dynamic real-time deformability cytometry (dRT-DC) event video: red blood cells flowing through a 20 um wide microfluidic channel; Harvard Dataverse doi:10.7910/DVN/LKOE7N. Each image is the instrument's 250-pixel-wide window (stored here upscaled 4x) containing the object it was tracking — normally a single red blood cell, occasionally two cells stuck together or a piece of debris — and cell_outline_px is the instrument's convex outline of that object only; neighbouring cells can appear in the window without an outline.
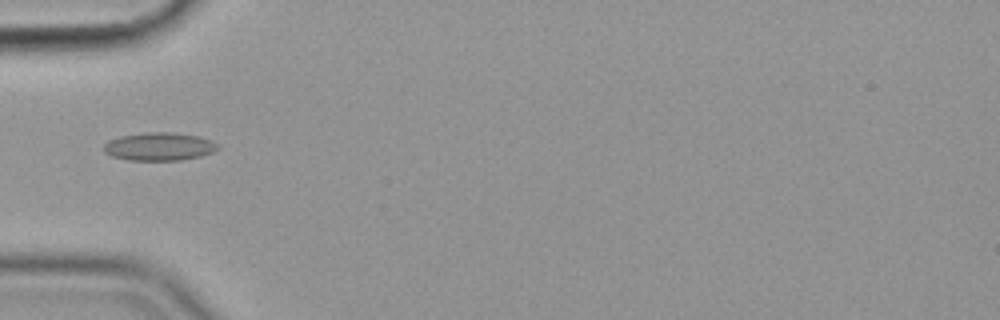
{"species": "common noctule bat (a hibernating species)", "species_latin": "Nyctalus noctula", "temperature_condition": "cold", "stored_images_in_passage": 38, "camera_frame_rate_fps": 3000, "um_per_image_px": 0.085, "animal": {"sex": "female", "body_mass_g": 19.9}, "frame": {"image": 1, "passage_image": 1, "time_ms": 0.0, "image_size_px": [1000, 320], "cell_outline_px": [[220, 148], [212, 152], [200, 156], [180, 160], [128, 160], [112, 156], [104, 152], [104, 144], [108, 140], [120, 136], [148, 132], [172, 132], [200, 136], [212, 140]], "centroid_in_image_um": [13.53, 12.45], "position_along_channel_um": 71.5, "area_um2": 18.67}}
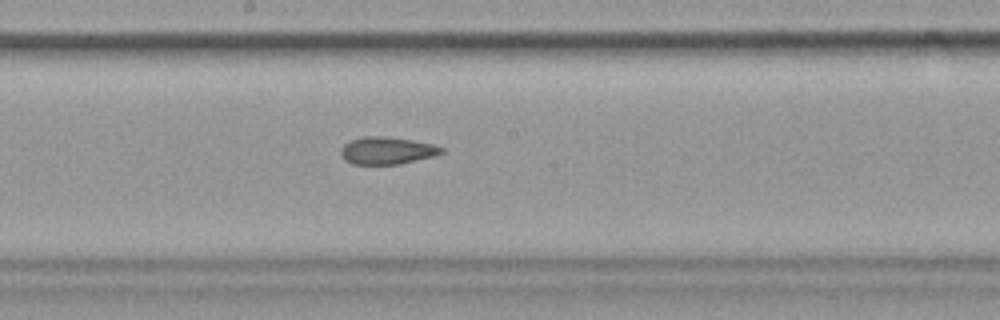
{"frame": {"image": 2, "passage_image": 13, "time_ms": 4.0, "image_size_px": [1000, 320], "cell_outline_px": [[444, 152], [436, 156], [400, 164], [352, 164], [344, 160], [340, 152], [340, 148], [348, 140], [364, 136], [384, 136], [412, 140], [432, 144], [444, 148]], "centroid_in_image_um": [32.88, 12.8], "position_along_channel_um": 215.3, "area_um2": 16.24}}
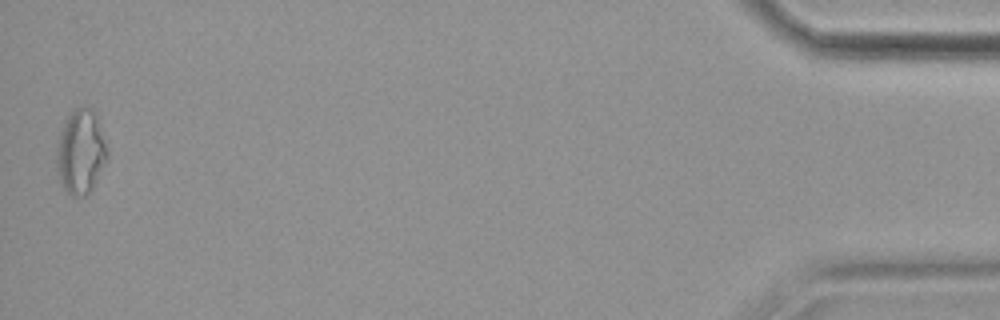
{"frame": {"image": 3, "passage_image": 38, "time_ms": 12.333, "image_size_px": [1000, 320], "cell_outline_px": [[108, 156], [92, 188], [84, 196], [72, 196], [64, 188], [60, 180], [56, 168], [56, 148], [60, 132], [64, 120], [72, 108], [92, 108], [96, 116], [108, 148]], "centroid_in_image_um": [6.84, 12.88], "position_along_channel_um": 428.4, "area_um2": 24.85}, "authors_computed_cell_mechanics": {"area_um2": 16.7909, "velocity_mm_per_s": 3.5861, "shape_relaxation_time_tau1_ms": 5.146, "shape_relaxation_time_tau2_ms": 3.3486, "deformation_change_tau1": 0.1206, "deformation_change_tau2": 0.1036}}